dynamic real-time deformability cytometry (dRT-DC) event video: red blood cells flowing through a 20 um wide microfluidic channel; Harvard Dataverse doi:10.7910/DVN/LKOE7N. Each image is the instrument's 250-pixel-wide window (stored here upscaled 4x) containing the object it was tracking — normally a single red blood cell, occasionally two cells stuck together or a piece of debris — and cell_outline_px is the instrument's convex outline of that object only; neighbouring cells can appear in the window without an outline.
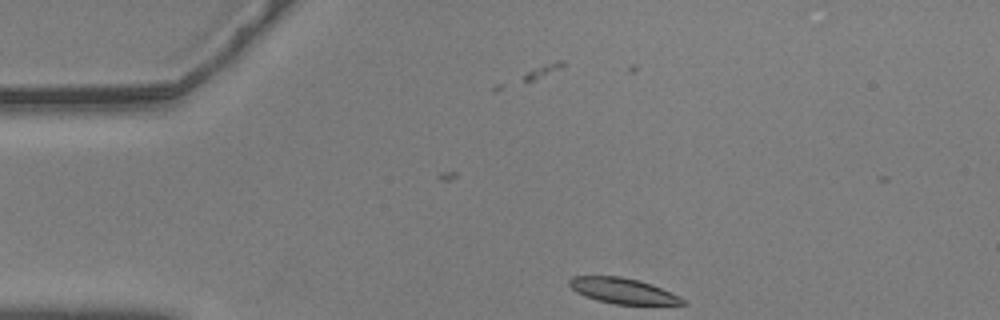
{"species": "common noctule bat (a hibernating species)", "species_latin": "Nyctalus noctula", "temperature_condition": "warm", "stored_images_in_passage": 3, "camera_frame_rate_fps": 3000, "um_per_image_px": 0.085, "animal": {"sex": "male", "body_mass_g": 20.5, "forearm_length_mm": 52.5}, "frame": {"image": 1, "passage_image": 3, "time_ms": 0.667, "image_size_px": [1000, 320], "cell_outline_px": [[688, 304], [616, 304], [596, 300], [584, 296], [576, 292], [568, 284], [568, 280], [572, 276], [620, 276], [640, 280], [652, 284], [680, 296]], "centroid_in_image_um": [52.92, 24.71], "position_along_channel_um": 32.1, "area_um2": 16.88}}